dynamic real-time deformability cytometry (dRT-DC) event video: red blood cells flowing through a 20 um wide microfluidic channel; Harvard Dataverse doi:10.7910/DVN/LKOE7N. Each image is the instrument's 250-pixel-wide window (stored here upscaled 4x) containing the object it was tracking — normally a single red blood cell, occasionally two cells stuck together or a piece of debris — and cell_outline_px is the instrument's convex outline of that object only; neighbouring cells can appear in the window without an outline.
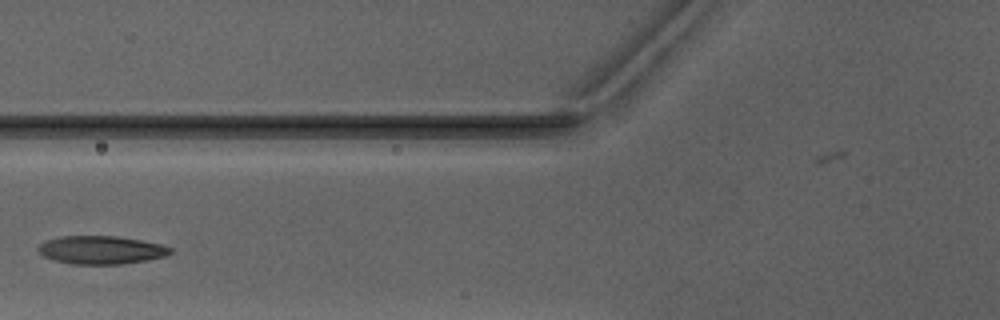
{"species": "Egyptian fruit bat (a non-hibernating species)", "species_latin": "Rousettus aegyptiacus", "temperature_condition": "warm", "stored_images_in_passage": 4, "camera_frame_rate_fps": 3000, "um_per_image_px": 0.085, "animal": {"sex": "male"}, "frame": {"image": 1, "passage_image": 3, "time_ms": 2.333, "image_size_px": [1000, 320], "cell_outline_px": [[172, 252], [164, 256], [148, 260], [120, 264], [72, 264], [52, 260], [44, 256], [36, 248], [44, 240], [60, 236], [116, 236], [140, 240], [160, 244], [172, 248]], "centroid_in_image_um": [8.56, 21.24], "position_along_channel_um": 117.2, "area_um2": 21.73}}
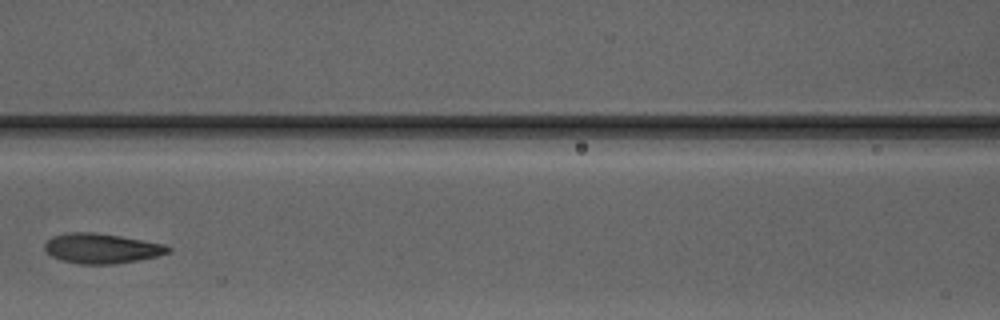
{"frame": {"image": 2, "passage_image": 4, "time_ms": 3.333, "image_size_px": [1000, 320], "cell_outline_px": [[172, 248], [168, 252], [160, 256], [112, 264], [80, 264], [60, 260], [52, 256], [44, 248], [44, 244], [52, 236], [68, 232], [92, 232], [120, 236], [164, 244]], "centroid_in_image_um": [8.62, 21.11], "position_along_channel_um": 158.0, "area_um2": 21.44}}